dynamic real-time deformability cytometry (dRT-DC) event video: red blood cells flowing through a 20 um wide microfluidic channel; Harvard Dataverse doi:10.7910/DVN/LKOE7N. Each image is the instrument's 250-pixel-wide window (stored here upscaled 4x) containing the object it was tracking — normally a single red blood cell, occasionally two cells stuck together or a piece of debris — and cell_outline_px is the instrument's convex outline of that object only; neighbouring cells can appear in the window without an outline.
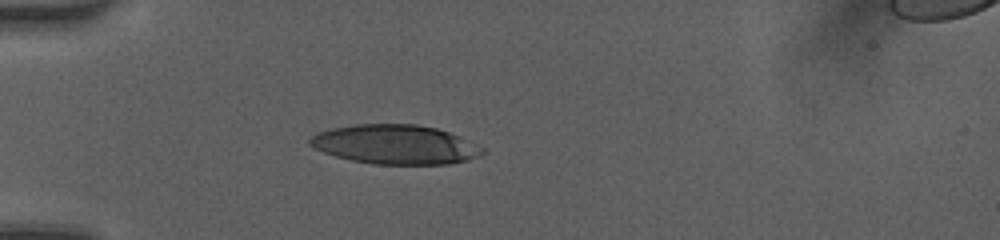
{"species": "human", "species_latin": "Homo sapiens", "temperature_condition": "room temperature", "stored_images_in_passage": 15, "camera_frame_rate_fps": 3000, "um_per_image_px": 0.085, "donor": {"sex": "female"}, "frame": {"image": 1, "passage_image": 6, "time_ms": 2.0, "image_size_px": [1000, 240], "cell_outline_px": [[484, 152], [476, 156], [464, 160], [448, 164], [376, 164], [352, 160], [336, 156], [324, 152], [308, 144], [308, 140], [316, 132], [332, 128], [356, 124], [416, 124], [436, 128], [448, 132], [484, 148]], "centroid_in_image_um": [33.54, 12.27], "position_along_channel_um": 51.5, "area_um2": 39.07}}
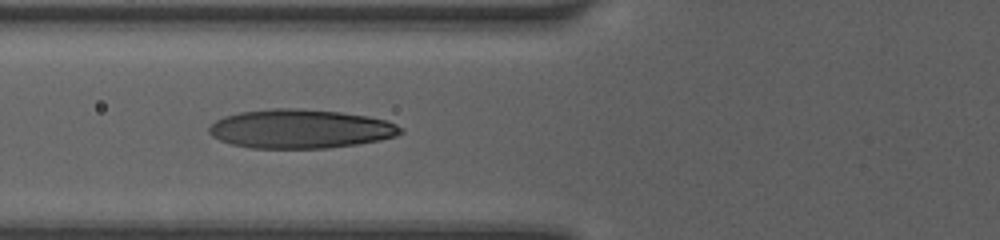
{"frame": {"image": 2, "passage_image": 10, "time_ms": 3.667, "image_size_px": [1000, 240], "cell_outline_px": [[404, 132], [396, 136], [380, 140], [356, 144], [328, 148], [252, 148], [232, 144], [220, 140], [212, 136], [208, 132], [208, 128], [216, 120], [224, 116], [240, 112], [272, 108], [296, 108], [340, 112], [368, 116], [384, 120], [396, 124], [404, 128]], "centroid_in_image_um": [25.54, 10.95], "position_along_channel_um": 100.3, "area_um2": 43.52}}
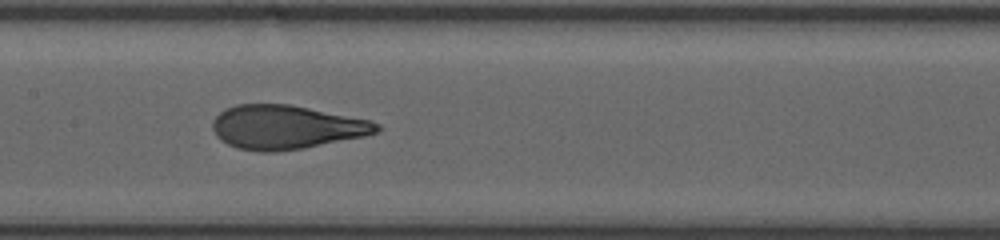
{"frame": {"image": 3, "passage_image": 14, "time_ms": 5.667, "image_size_px": [1000, 240], "cell_outline_px": [[384, 128], [380, 132], [364, 136], [304, 148], [276, 152], [260, 152], [236, 148], [220, 140], [216, 136], [212, 128], [212, 120], [224, 108], [236, 104], [288, 104], [368, 120], [380, 124]], "centroid_in_image_um": [24.29, 10.82], "position_along_channel_um": 183.1, "area_um2": 42.08}}